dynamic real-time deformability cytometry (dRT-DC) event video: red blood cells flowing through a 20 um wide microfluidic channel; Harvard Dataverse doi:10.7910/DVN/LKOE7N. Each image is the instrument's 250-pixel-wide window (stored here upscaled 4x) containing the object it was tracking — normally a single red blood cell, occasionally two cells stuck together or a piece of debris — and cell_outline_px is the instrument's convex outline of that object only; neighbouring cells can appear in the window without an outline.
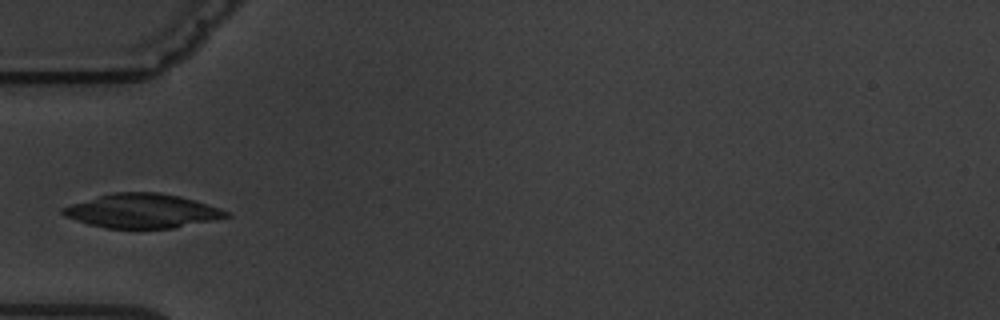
{"species": "common noctule bat (a hibernating species)", "species_latin": "Nyctalus noctula", "temperature_condition": "warm", "stored_images_in_passage": 3, "camera_frame_rate_fps": 3000, "um_per_image_px": 0.085, "animal": {"sex": "male", "body_mass_g": 19.5, "forearm_length_mm": 54.6}, "frame": {"image": 1, "passage_image": 3, "time_ms": 2.0, "image_size_px": [1000, 320], "cell_outline_px": [[228, 216], [212, 220], [172, 228], [108, 228], [88, 224], [64, 216], [60, 212], [60, 208], [72, 204], [112, 192], [160, 192], [180, 196], [208, 204], [220, 208], [228, 212]], "centroid_in_image_um": [12.05, 17.92], "position_along_channel_um": 73.0, "area_um2": 32.19}}